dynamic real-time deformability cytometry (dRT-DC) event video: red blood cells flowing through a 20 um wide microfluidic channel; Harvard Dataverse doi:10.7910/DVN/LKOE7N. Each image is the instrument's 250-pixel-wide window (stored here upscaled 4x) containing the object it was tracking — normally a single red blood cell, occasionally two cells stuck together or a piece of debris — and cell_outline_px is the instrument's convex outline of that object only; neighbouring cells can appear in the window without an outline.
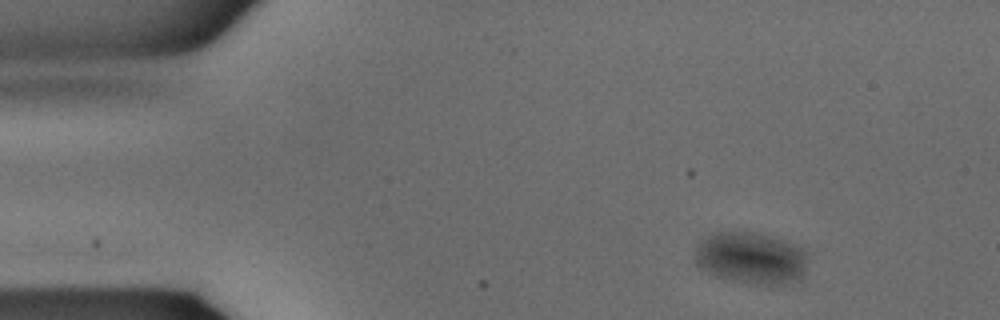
{"species": "common noctule bat (a hibernating species)", "species_latin": "Nyctalus noctula", "temperature_condition": "warm", "stored_images_in_passage": 4, "camera_frame_rate_fps": 3000, "um_per_image_px": 0.085, "animal": {"sex": "male", "body_mass_g": 15.6}, "frame": {"image": 1, "passage_image": 1, "time_ms": 0.0, "image_size_px": [1000, 320], "cell_outline_px": [[808, 256], [804, 272], [800, 280], [784, 284], [748, 284], [716, 276], [700, 268], [696, 264], [692, 256], [696, 244], [704, 236], [716, 232], [752, 232], [772, 236], [784, 240], [808, 252]], "centroid_in_image_um": [63.79, 21.93], "position_along_channel_um": 21.2, "area_um2": 34.62}}